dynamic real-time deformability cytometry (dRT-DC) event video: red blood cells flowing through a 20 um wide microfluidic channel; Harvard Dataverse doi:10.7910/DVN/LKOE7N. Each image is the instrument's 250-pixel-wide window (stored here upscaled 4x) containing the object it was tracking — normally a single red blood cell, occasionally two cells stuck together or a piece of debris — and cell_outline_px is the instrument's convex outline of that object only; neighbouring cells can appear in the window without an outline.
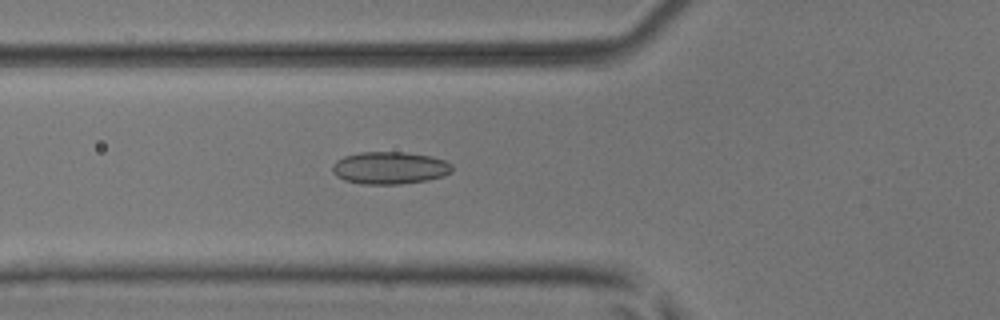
{"species": "common noctule bat (a hibernating species)", "species_latin": "Nyctalus noctula", "temperature_condition": "room temperature", "stored_images_in_passage": 54, "segment_of_instrument_passage": [1, 2], "camera_frame_rate_fps": 3000, "um_per_image_px": 0.085, "animal": {"sex": "male", "body_mass_g": 17.9, "forearm_length_mm": 54.2}, "frame": {"image": 1, "passage_image": 20, "time_ms": 6.333, "image_size_px": [1000, 320], "cell_outline_px": [[452, 172], [444, 176], [424, 180], [400, 184], [360, 184], [344, 180], [336, 176], [332, 172], [332, 164], [336, 160], [344, 156], [360, 152], [404, 152], [432, 156], [444, 160], [452, 164]], "centroid_in_image_um": [33.1, 14.27], "position_along_channel_um": 92.7, "area_um2": 22.72}}
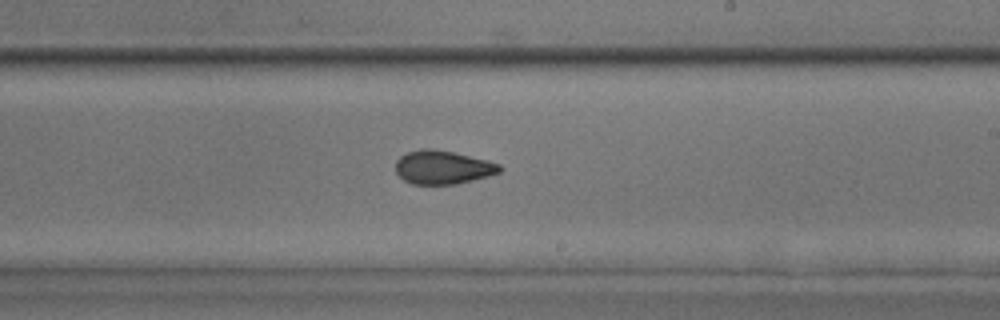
{"frame": {"image": 2, "passage_image": 32, "time_ms": 10.333, "image_size_px": [1000, 320], "cell_outline_px": [[504, 168], [500, 172], [488, 176], [456, 184], [412, 184], [404, 180], [396, 172], [396, 160], [400, 156], [408, 152], [424, 148], [432, 148], [452, 152], [488, 160], [500, 164]], "centroid_in_image_um": [37.65, 14.22], "position_along_channel_um": 251.4, "area_um2": 20.35}}
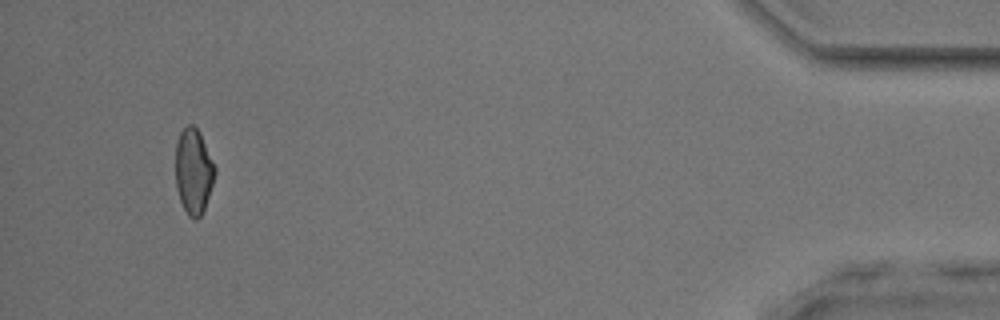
{"frame": {"image": 3, "passage_image": 50, "time_ms": 16.333, "image_size_px": [1000, 320], "cell_outline_px": [[216, 172], [204, 208], [200, 216], [196, 220], [188, 216], [180, 200], [176, 188], [176, 144], [180, 132], [188, 124], [192, 124], [200, 132], [216, 168]], "centroid_in_image_um": [16.44, 14.54], "position_along_channel_um": 418.8, "area_um2": 19.42}}